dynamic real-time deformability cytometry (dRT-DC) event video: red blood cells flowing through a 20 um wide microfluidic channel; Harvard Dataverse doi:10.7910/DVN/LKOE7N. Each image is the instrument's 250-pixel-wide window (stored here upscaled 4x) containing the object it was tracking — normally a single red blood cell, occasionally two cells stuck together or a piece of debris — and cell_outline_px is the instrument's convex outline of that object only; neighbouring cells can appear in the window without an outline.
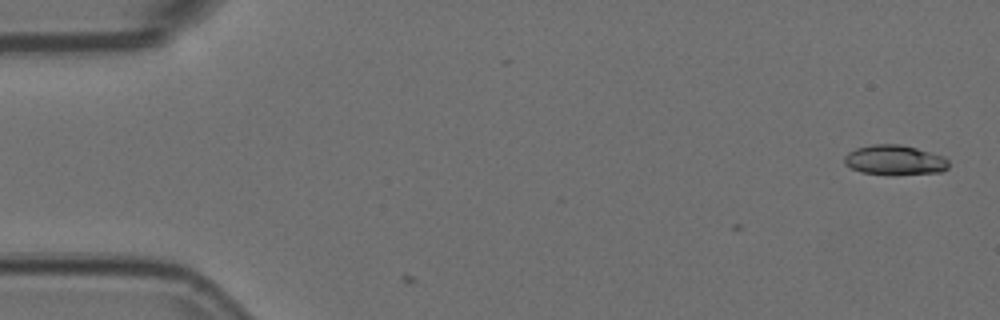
{"species": "Egyptian fruit bat (a non-hibernating species)", "species_latin": "Rousettus aegyptiacus", "temperature_condition": "room temperature", "stored_images_in_passage": 2, "camera_frame_rate_fps": 3000, "um_per_image_px": 0.085, "animal": {"sex": "female"}, "frame": {"image": 1, "passage_image": 2, "time_ms": 0.333, "image_size_px": [1000, 320], "cell_outline_px": [[948, 168], [940, 172], [896, 176], [892, 176], [860, 172], [844, 164], [844, 156], [848, 152], [856, 148], [872, 144], [900, 144], [916, 148], [944, 156], [948, 160]], "centroid_in_image_um": [76.04, 13.63], "position_along_channel_um": 9.0, "area_um2": 18.55}}